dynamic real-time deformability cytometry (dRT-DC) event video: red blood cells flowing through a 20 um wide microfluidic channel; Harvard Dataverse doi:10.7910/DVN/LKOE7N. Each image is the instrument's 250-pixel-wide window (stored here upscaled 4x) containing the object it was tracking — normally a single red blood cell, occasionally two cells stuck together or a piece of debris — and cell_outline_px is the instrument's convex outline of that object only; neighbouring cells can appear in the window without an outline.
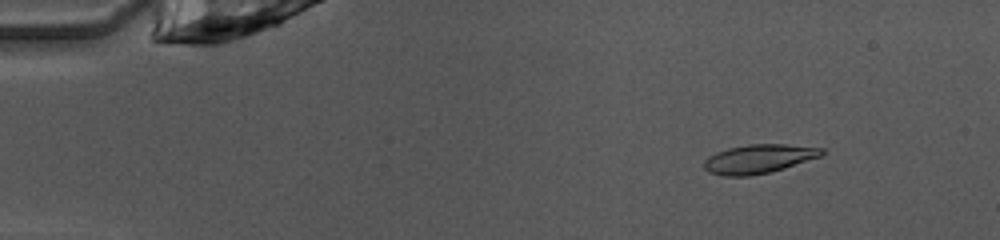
{"species": "common noctule bat (a hibernating species)", "species_latin": "Nyctalus noctula", "temperature_condition": "warm", "stored_images_in_passage": 49, "camera_frame_rate_fps": 3000, "um_per_image_px": 0.085, "animal": {"sex": "female", "body_mass_g": 10.0, "forearm_length_mm": 53.1}, "frame": {"image": 1, "passage_image": 6, "time_ms": 1.667, "image_size_px": [1000, 240], "cell_outline_px": [[824, 152], [820, 156], [784, 168], [768, 172], [748, 176], [724, 176], [708, 172], [704, 168], [704, 160], [708, 156], [716, 152], [728, 148], [748, 144], [788, 144], [824, 148]], "centroid_in_image_um": [64.46, 13.49], "position_along_channel_um": 20.5, "area_um2": 19.77}}
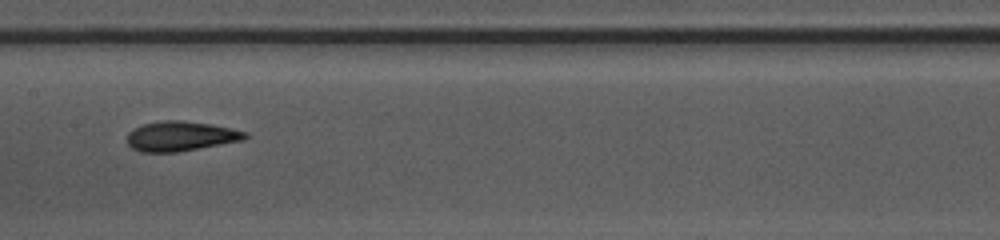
{"frame": {"image": 2, "passage_image": 25, "time_ms": 8.0, "image_size_px": [1000, 240], "cell_outline_px": [[248, 136], [244, 140], [176, 152], [140, 152], [132, 148], [128, 144], [128, 132], [132, 128], [144, 124], [164, 120], [184, 120], [208, 124], [248, 132]], "centroid_in_image_um": [15.33, 11.57], "position_along_channel_um": 192.1, "area_um2": 20.35}}
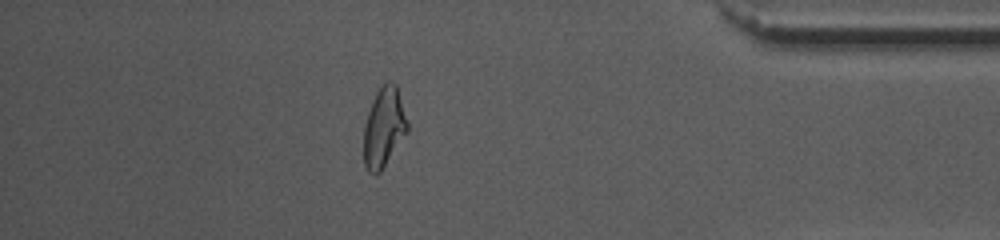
{"frame": {"image": 3, "passage_image": 43, "time_ms": 14.0, "image_size_px": [1000, 240], "cell_outline_px": [[408, 132], [380, 172], [376, 176], [368, 172], [364, 164], [364, 124], [372, 100], [376, 92], [388, 80], [392, 80], [396, 84], [408, 124]], "centroid_in_image_um": [32.62, 10.84], "position_along_channel_um": 402.6, "area_um2": 20.29}, "authors_computed_cell_mechanics": {"area_um2": 19.8254, "velocity_mm_per_s": 4.0483, "shape_relaxation_time_tau1_ms": 3.6409, "shape_relaxation_time_tau2_ms": 2.3987, "deformation_change_tau1": 0.1709, "deformation_change_tau2": 0.1022}}